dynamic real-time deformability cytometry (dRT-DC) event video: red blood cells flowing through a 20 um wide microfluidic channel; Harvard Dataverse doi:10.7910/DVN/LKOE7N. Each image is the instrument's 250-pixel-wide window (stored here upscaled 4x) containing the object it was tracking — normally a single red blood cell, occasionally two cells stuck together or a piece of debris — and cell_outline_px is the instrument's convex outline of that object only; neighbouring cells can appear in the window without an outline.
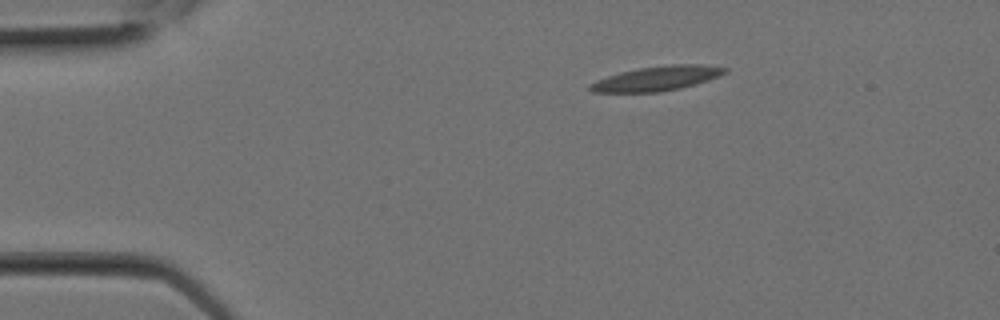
{"species": "Egyptian fruit bat (a non-hibernating species)", "species_latin": "Rousettus aegyptiacus", "temperature_condition": "room temperature", "stored_images_in_passage": 2, "camera_frame_rate_fps": 3000, "um_per_image_px": 0.085, "animal": {"sex": "female"}, "frame": {"image": 1, "passage_image": 1, "time_ms": 0.0, "image_size_px": [1000, 320], "cell_outline_px": [[728, 72], [720, 76], [708, 80], [680, 88], [660, 92], [592, 92], [588, 88], [588, 84], [596, 80], [620, 72], [640, 68], [672, 64], [696, 64], [728, 68]], "centroid_in_image_um": [55.83, 6.67], "position_along_channel_um": 29.2, "area_um2": 19.19}}
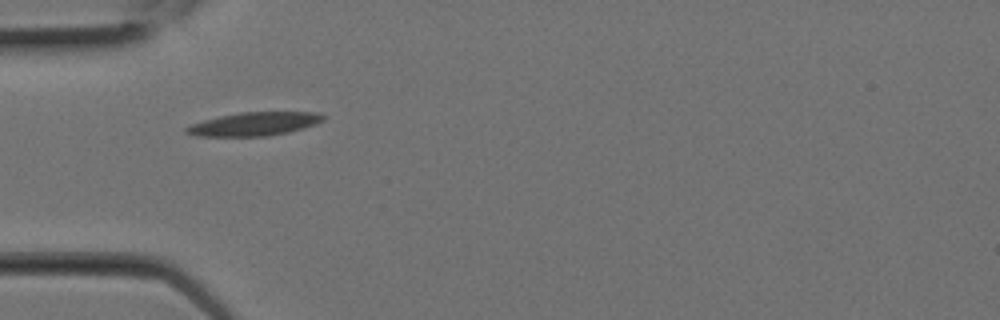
{"frame": {"image": 2, "passage_image": 2, "time_ms": 0.333, "image_size_px": [1000, 320], "cell_outline_px": [[324, 120], [316, 124], [304, 128], [288, 132], [268, 136], [196, 136], [184, 132], [184, 128], [192, 124], [204, 120], [220, 116], [240, 112], [316, 112], [324, 116]], "centroid_in_image_um": [21.61, 10.54], "position_along_channel_um": 63.4, "area_um2": 18.67}}